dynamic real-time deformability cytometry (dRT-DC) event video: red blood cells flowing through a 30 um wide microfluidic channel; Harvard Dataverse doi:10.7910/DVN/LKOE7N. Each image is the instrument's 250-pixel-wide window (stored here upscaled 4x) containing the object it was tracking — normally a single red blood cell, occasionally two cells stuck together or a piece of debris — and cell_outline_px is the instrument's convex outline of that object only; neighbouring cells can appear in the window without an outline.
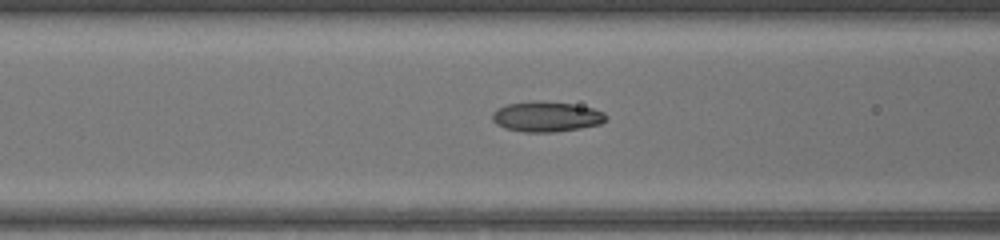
{"species": "common noctule bat (a hibernating species)", "species_latin": "Nyctalus noctula", "temperature_condition": "warm", "stored_images_in_passage": 38, "camera_frame_rate_fps": 3000, "um_per_image_px": 0.085, "animal": {"sex": "female", "body_mass_g": 17.0, "forearm_length_mm": 48.0}, "frame": {"image": 1, "passage_image": 18, "time_ms": 5.667, "image_size_px": [1000, 240], "cell_outline_px": [[608, 120], [600, 124], [580, 128], [556, 132], [524, 132], [504, 128], [496, 124], [492, 120], [492, 112], [496, 108], [508, 104], [536, 100], [540, 100], [572, 104], [592, 108], [604, 112], [608, 116]], "centroid_in_image_um": [46.44, 9.91], "position_along_channel_um": 120.2, "area_um2": 20.29}}
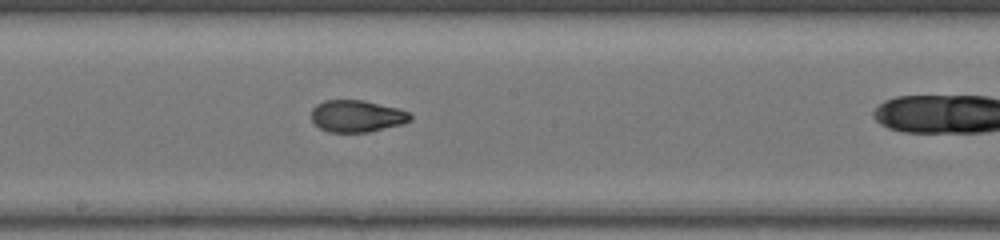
{"frame": {"image": 2, "passage_image": 25, "time_ms": 8.0, "image_size_px": [1000, 240], "cell_outline_px": [[412, 120], [404, 124], [368, 132], [328, 132], [320, 128], [312, 120], [312, 108], [316, 104], [324, 100], [364, 100], [400, 108], [408, 112], [412, 116]], "centroid_in_image_um": [30.36, 9.86], "position_along_channel_um": 217.8, "area_um2": 18.61}}
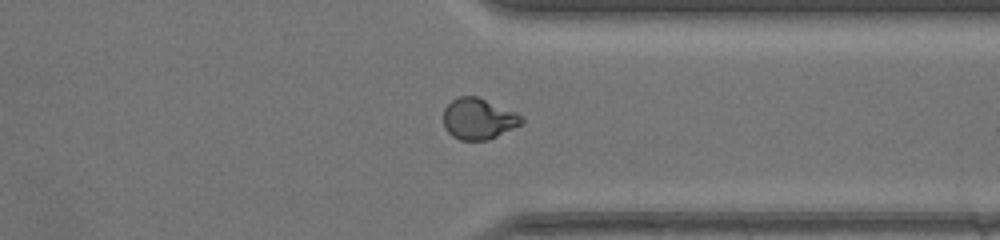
{"frame": {"image": 3, "passage_image": 36, "time_ms": 11.667, "image_size_px": [1000, 240], "cell_outline_px": [[524, 120], [520, 124], [488, 140], [460, 140], [452, 136], [448, 132], [444, 124], [444, 108], [452, 100], [460, 96], [476, 96], [516, 112]], "centroid_in_image_um": [40.64, 10.1], "position_along_channel_um": 370.8, "area_um2": 18.38}}